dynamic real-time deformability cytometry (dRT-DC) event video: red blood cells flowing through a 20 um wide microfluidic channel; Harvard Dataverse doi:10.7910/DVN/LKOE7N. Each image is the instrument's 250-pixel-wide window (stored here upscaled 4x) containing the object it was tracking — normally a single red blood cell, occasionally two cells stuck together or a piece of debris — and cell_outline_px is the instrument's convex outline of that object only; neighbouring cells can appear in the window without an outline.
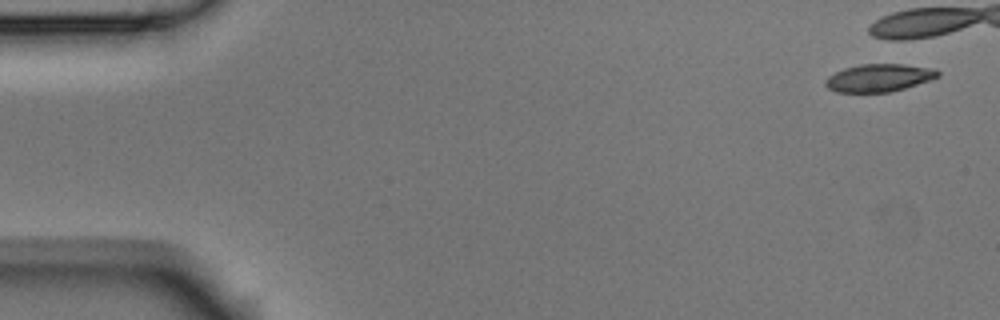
{"species": "Egyptian fruit bat (a non-hibernating species)", "species_latin": "Rousettus aegyptiacus", "temperature_condition": "room temperature", "stored_images_in_passage": 8, "camera_frame_rate_fps": 3000, "um_per_image_px": 0.085, "animal": {"sex": "male"}, "frame": {"image": 1, "passage_image": 1, "time_ms": 0.0, "image_size_px": [1000, 320], "cell_outline_px": [[940, 76], [904, 88], [888, 92], [836, 92], [828, 88], [824, 84], [824, 80], [828, 76], [844, 68], [860, 64], [904, 64], [936, 68], [940, 72]], "centroid_in_image_um": [74.7, 6.6], "position_along_channel_um": 10.3, "area_um2": 18.15}}
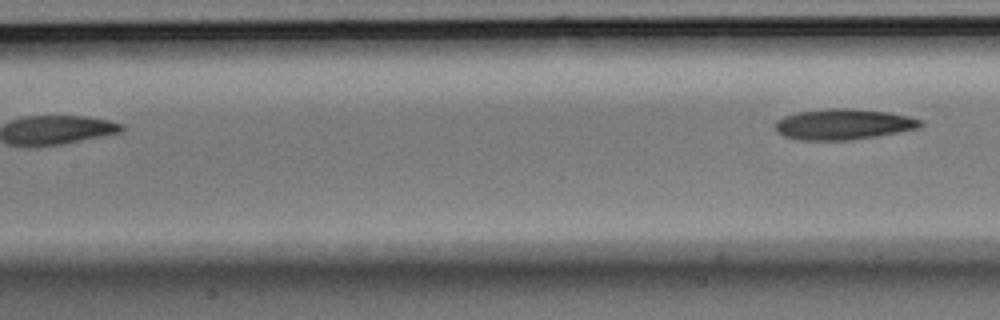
{"frame": {"image": 2, "passage_image": 8, "time_ms": 2.333, "image_size_px": [1000, 320], "cell_outline_px": [[924, 124], [920, 128], [876, 136], [852, 140], [800, 140], [784, 136], [776, 132], [776, 120], [784, 116], [796, 112], [828, 108], [852, 108], [888, 112], [908, 116], [920, 120]], "centroid_in_image_um": [71.67, 10.56], "position_along_channel_um": 135.7, "area_um2": 26.13}}